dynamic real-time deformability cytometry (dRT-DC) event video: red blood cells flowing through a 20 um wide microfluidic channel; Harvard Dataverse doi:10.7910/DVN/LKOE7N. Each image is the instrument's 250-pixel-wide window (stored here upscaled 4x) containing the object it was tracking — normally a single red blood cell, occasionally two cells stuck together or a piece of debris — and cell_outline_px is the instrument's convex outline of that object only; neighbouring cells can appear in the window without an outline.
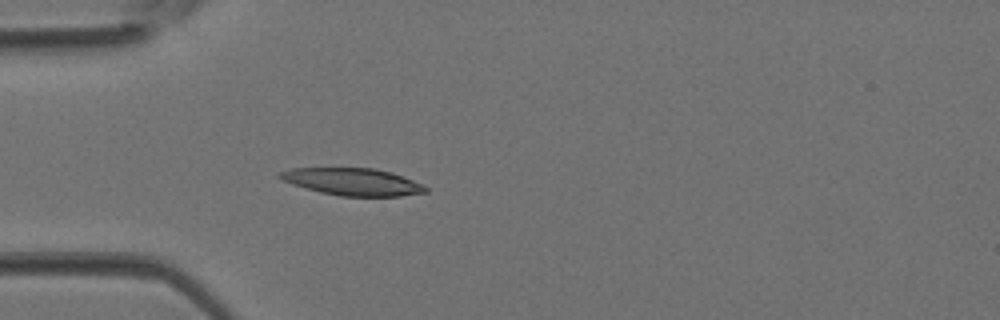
{"species": "Egyptian fruit bat (a non-hibernating species)", "species_latin": "Rousettus aegyptiacus", "temperature_condition": "room temperature", "stored_images_in_passage": 3, "camera_frame_rate_fps": 3000, "um_per_image_px": 0.085, "animal": {"sex": "female"}, "frame": {"image": 1, "passage_image": 3, "time_ms": 0.667, "image_size_px": [1000, 320], "cell_outline_px": [[428, 192], [400, 196], [340, 196], [320, 192], [304, 188], [292, 184], [276, 176], [280, 172], [292, 168], [372, 168], [392, 172], [424, 184], [428, 188]], "centroid_in_image_um": [30.0, 15.45], "position_along_channel_um": 55.0, "area_um2": 23.18}}